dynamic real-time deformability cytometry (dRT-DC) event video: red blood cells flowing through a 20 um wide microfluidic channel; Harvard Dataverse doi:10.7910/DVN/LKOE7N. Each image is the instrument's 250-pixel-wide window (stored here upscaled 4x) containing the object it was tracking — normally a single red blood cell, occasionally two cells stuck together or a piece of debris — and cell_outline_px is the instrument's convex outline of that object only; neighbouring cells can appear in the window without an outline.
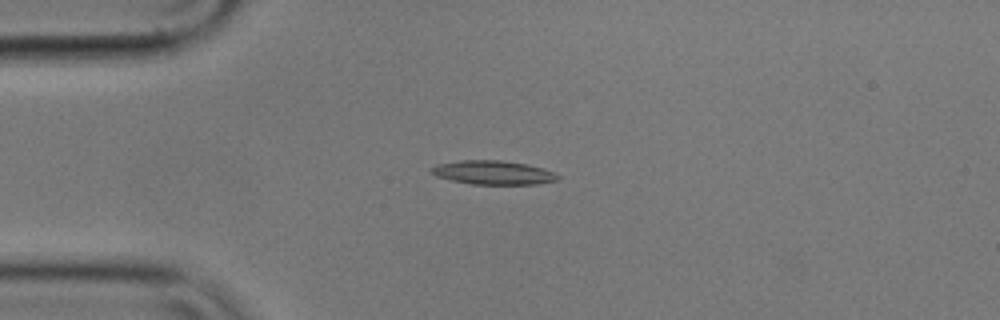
{"species": "common noctule bat (a hibernating species)", "species_latin": "Nyctalus noctula", "temperature_condition": "cold", "stored_images_in_passage": 6, "camera_frame_rate_fps": 3000, "um_per_image_px": 0.085, "animal": {"sex": "male", "body_mass_g": 17.9}, "frame": {"image": 1, "passage_image": 4, "time_ms": 1.0, "image_size_px": [1000, 320], "cell_outline_px": [[560, 176], [556, 180], [536, 184], [472, 184], [452, 180], [436, 176], [428, 168], [436, 164], [460, 160], [500, 160], [528, 164], [544, 168]], "centroid_in_image_um": [41.89, 14.66], "position_along_channel_um": 43.1, "area_um2": 17.57}}
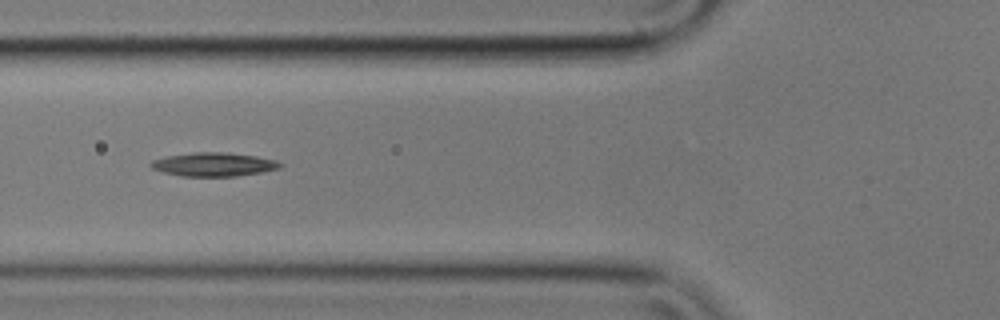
{"frame": {"image": 2, "passage_image": 6, "time_ms": 1.667, "image_size_px": [1000, 320], "cell_outline_px": [[284, 164], [280, 168], [260, 172], [236, 176], [180, 176], [164, 172], [152, 168], [148, 164], [152, 160], [164, 156], [192, 152], [224, 152], [256, 156], [276, 160]], "centroid_in_image_um": [18.14, 13.96], "position_along_channel_um": 107.7, "area_um2": 17.92}}